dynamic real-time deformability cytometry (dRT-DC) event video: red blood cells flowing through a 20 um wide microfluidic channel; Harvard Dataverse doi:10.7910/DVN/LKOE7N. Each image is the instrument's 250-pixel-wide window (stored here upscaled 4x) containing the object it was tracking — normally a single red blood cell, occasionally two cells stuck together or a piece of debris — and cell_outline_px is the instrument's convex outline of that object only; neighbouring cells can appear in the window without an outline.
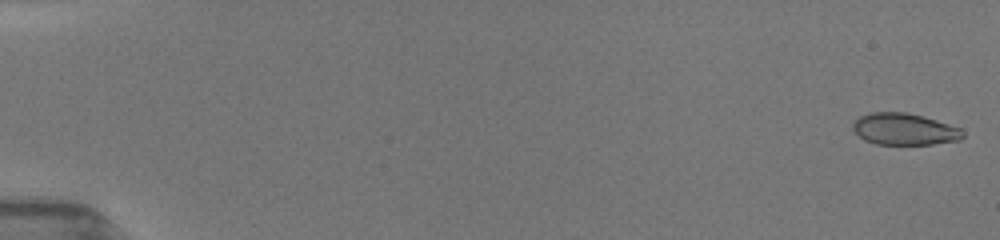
{"species": "common noctule bat (a hibernating species)", "species_latin": "Nyctalus noctula", "temperature_condition": "room temperature", "stored_images_in_passage": 22, "camera_frame_rate_fps": 3000, "um_per_image_px": 0.085, "animal": {"sex": "female", "body_mass_g": 19.5, "forearm_length_mm": 54.1}, "frame": {"image": 1, "passage_image": 1, "time_ms": 0.0, "image_size_px": [1000, 240], "cell_outline_px": [[964, 136], [960, 140], [932, 144], [876, 144], [864, 140], [852, 128], [852, 124], [860, 116], [868, 112], [908, 112], [924, 116], [960, 128], [964, 132]], "centroid_in_image_um": [76.87, 10.97], "position_along_channel_um": 8.1, "area_um2": 20.35}}
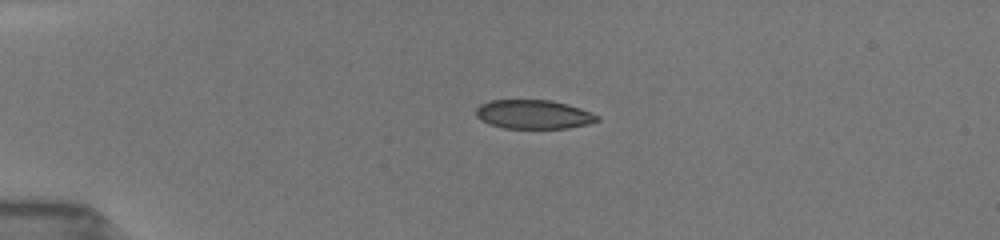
{"frame": {"image": 2, "passage_image": 14, "time_ms": 4.0, "image_size_px": [1000, 240], "cell_outline_px": [[600, 120], [588, 124], [568, 128], [504, 128], [480, 120], [476, 116], [476, 108], [480, 104], [488, 100], [552, 100], [568, 104], [580, 108], [600, 116]], "centroid_in_image_um": [45.36, 9.71], "position_along_channel_um": 39.6, "area_um2": 20.52}}